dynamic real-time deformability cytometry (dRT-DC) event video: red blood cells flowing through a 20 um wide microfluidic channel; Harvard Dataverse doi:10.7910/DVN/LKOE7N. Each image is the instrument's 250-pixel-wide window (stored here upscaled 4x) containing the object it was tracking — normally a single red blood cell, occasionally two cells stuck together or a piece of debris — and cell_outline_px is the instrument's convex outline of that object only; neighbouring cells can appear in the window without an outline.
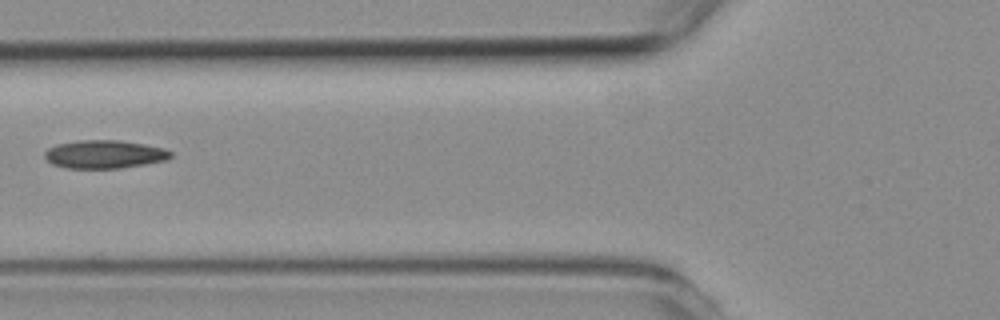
{"species": "common noctule bat (a hibernating species)", "species_latin": "Nyctalus noctula", "temperature_condition": "room temperature", "stored_images_in_passage": 4, "camera_frame_rate_fps": 3000, "um_per_image_px": 0.085, "animal": {"sex": "female", "body_mass_g": 19.3, "forearm_length_mm": 54.1}, "frame": {"image": 1, "passage_image": 3, "time_ms": 2.333, "image_size_px": [1000, 320], "cell_outline_px": [[172, 156], [168, 160], [120, 168], [64, 168], [52, 164], [44, 156], [44, 152], [48, 148], [56, 144], [80, 140], [116, 140], [144, 144], [164, 148], [172, 152]], "centroid_in_image_um": [8.87, 13.11], "position_along_channel_um": 116.9, "area_um2": 20.75}}
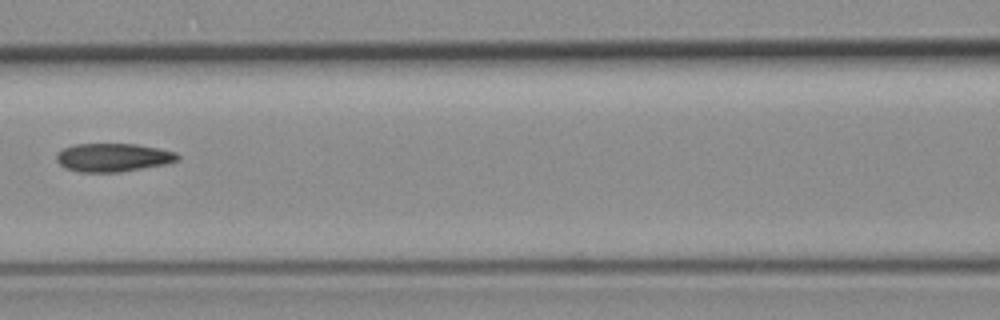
{"frame": {"image": 2, "passage_image": 4, "time_ms": 3.333, "image_size_px": [1000, 320], "cell_outline_px": [[180, 156], [176, 160], [164, 164], [120, 172], [80, 172], [64, 168], [56, 160], [56, 152], [64, 148], [76, 144], [136, 144], [176, 152]], "centroid_in_image_um": [9.55, 13.38], "position_along_channel_um": 157.0, "area_um2": 19.88}}